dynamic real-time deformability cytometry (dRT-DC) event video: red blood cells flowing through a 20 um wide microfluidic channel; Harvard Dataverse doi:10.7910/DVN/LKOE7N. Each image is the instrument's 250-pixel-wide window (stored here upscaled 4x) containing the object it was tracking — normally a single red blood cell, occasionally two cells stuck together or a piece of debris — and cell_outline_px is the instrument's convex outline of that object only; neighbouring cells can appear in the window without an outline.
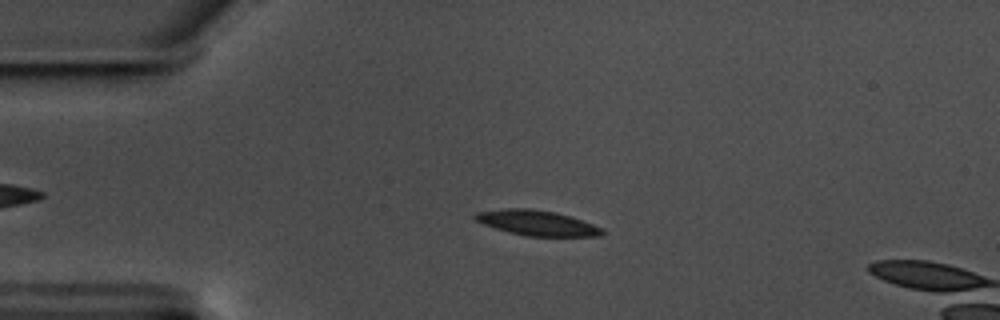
{"species": "common noctule bat (a hibernating species)", "species_latin": "Nyctalus noctula", "temperature_condition": "warm", "stored_images_in_passage": 58, "camera_frame_rate_fps": 3000, "um_per_image_px": 0.085, "animal": {"sex": "male", "body_mass_g": 17.5, "forearm_length_mm": 52.3}, "frame": {"image": 1, "passage_image": 13, "time_ms": 4.0, "image_size_px": [1000, 320], "cell_outline_px": [[604, 232], [600, 236], [528, 236], [508, 232], [472, 220], [472, 216], [476, 212], [504, 208], [532, 208], [556, 212], [604, 228]], "centroid_in_image_um": [45.59, 18.94], "position_along_channel_um": 39.4, "area_um2": 18.67}}
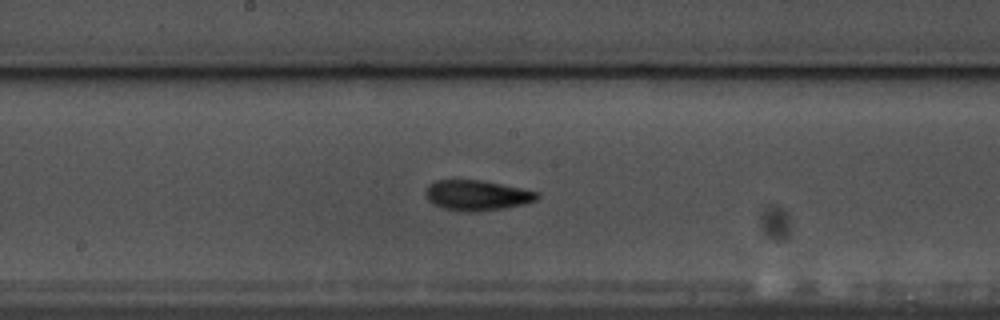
{"frame": {"image": 2, "passage_image": 30, "time_ms": 9.667, "image_size_px": [1000, 320], "cell_outline_px": [[540, 196], [536, 200], [524, 204], [504, 208], [468, 212], [444, 208], [428, 200], [424, 192], [428, 184], [436, 180], [484, 180], [520, 188], [536, 192]], "centroid_in_image_um": [40.52, 16.59], "position_along_channel_um": 207.7, "area_um2": 19.48}}
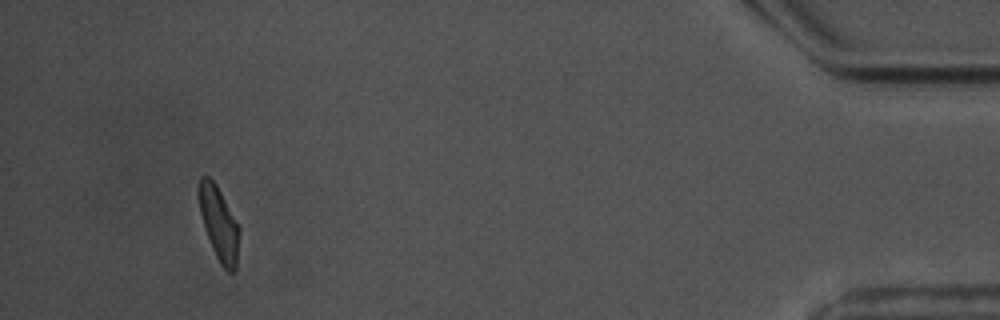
{"frame": {"image": 3, "passage_image": 54, "time_ms": 17.667, "image_size_px": [1000, 320], "cell_outline_px": [[240, 232], [236, 268], [232, 272], [228, 272], [220, 264], [212, 248], [204, 228], [200, 212], [200, 176], [208, 176], [216, 184], [240, 228]], "centroid_in_image_um": [18.64, 19.06], "position_along_channel_um": 416.6, "area_um2": 16.99}, "authors_computed_cell_mechanics": {"area_um2": 18.496, "velocity_mm_per_s": 3.5099, "shape_relaxation_time_tau1_ms": 2.8525, "shape_relaxation_time_tau2_ms": 2.1527, "deformation_change_tau1": 0.1203, "deformation_change_tau2": 0.0784}}